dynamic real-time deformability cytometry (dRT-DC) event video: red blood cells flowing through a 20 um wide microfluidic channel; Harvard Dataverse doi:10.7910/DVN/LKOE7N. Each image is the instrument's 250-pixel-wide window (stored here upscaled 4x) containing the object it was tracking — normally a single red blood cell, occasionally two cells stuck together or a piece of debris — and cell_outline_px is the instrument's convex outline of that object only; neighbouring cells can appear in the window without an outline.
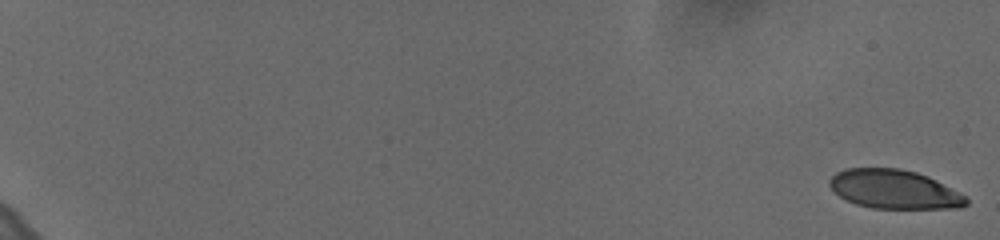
{"species": "human", "species_latin": "Homo sapiens", "temperature_condition": "cold", "stored_images_in_passage": 59, "camera_frame_rate_fps": 3000, "um_per_image_px": 0.085, "donor": {"sex": "female"}, "frame": {"image": 1, "passage_image": 1, "time_ms": 0.0, "image_size_px": [1000, 240], "cell_outline_px": [[968, 204], [960, 208], [872, 208], [856, 204], [840, 196], [828, 184], [828, 180], [836, 172], [844, 168], [900, 168], [916, 172], [928, 176], [968, 196]], "centroid_in_image_um": [76.03, 16.08], "position_along_channel_um": 9.0, "area_um2": 31.1}}
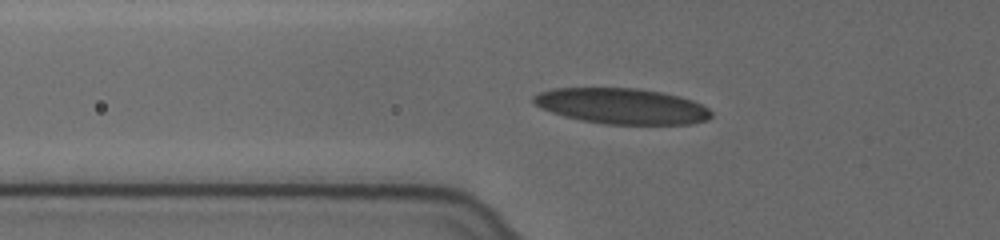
{"frame": {"image": 2, "passage_image": 25, "time_ms": 8.0, "image_size_px": [1000, 240], "cell_outline_px": [[712, 116], [708, 120], [692, 124], [604, 124], [580, 120], [564, 116], [540, 108], [532, 100], [532, 96], [540, 92], [552, 88], [636, 88], [660, 92], [680, 96], [692, 100], [708, 108], [712, 112]], "centroid_in_image_um": [52.86, 9.02], "position_along_channel_um": 72.9, "area_um2": 37.05}}
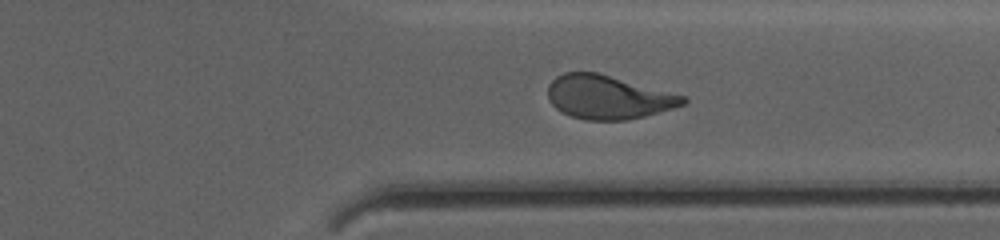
{"frame": {"image": 3, "passage_image": 49, "time_ms": 16.0, "image_size_px": [1000, 240], "cell_outline_px": [[688, 100], [684, 104], [672, 108], [644, 116], [628, 120], [584, 120], [572, 116], [556, 108], [548, 100], [548, 84], [556, 76], [564, 72], [596, 72], [688, 96]], "centroid_in_image_um": [51.69, 8.25], "position_along_channel_um": 359.7, "area_um2": 34.39}}